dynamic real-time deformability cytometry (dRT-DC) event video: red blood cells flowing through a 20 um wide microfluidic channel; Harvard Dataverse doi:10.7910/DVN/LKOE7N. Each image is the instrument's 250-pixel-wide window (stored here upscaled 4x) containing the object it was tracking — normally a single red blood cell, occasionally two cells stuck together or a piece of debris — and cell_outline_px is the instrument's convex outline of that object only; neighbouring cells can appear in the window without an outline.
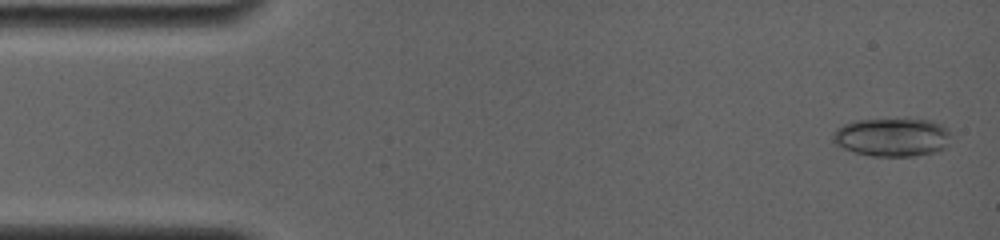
{"species": "common noctule bat (a hibernating species)", "species_latin": "Nyctalus noctula", "temperature_condition": "room temperature", "stored_images_in_passage": 39, "camera_frame_rate_fps": 4000, "um_per_image_px": 0.085, "animal": {"sex": "female", "body_mass_g": 19.0, "forearm_length_mm": 56.7}, "frame": {"image": 1, "passage_image": 1, "time_ms": 0.0, "image_size_px": [1000, 240], "cell_outline_px": [[948, 144], [944, 148], [936, 152], [916, 156], [872, 156], [856, 152], [844, 148], [836, 144], [832, 140], [832, 132], [836, 128], [844, 124], [856, 120], [904, 116], [932, 120], [948, 128]], "centroid_in_image_um": [75.83, 11.61], "position_along_channel_um": 9.2, "area_um2": 27.34}}
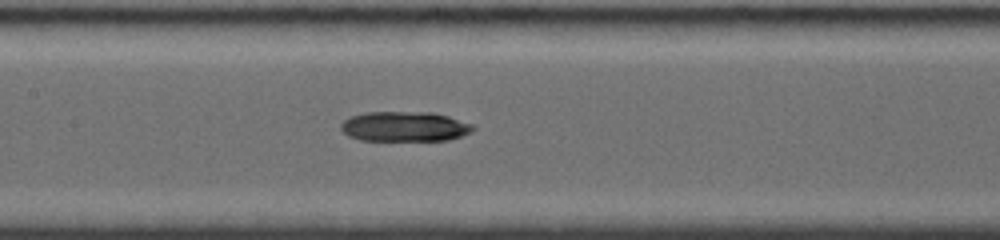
{"frame": {"image": 2, "passage_image": 18, "time_ms": 7.25, "image_size_px": [1000, 240], "cell_outline_px": [[476, 128], [472, 132], [448, 140], [360, 140], [348, 136], [340, 128], [340, 124], [348, 116], [364, 112], [432, 112], [448, 116], [472, 124]], "centroid_in_image_um": [34.37, 10.74], "position_along_channel_um": 173.0, "area_um2": 23.18}}
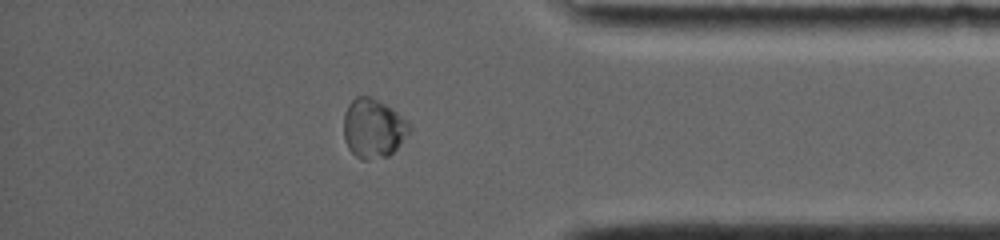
{"frame": {"image": 3, "passage_image": 34, "time_ms": 13.5, "image_size_px": [1000, 240], "cell_outline_px": [[408, 132], [400, 144], [388, 156], [368, 160], [360, 160], [348, 148], [344, 136], [344, 112], [348, 104], [356, 96], [368, 96], [392, 108], [408, 124]], "centroid_in_image_um": [31.67, 10.92], "position_along_channel_um": 403.5, "area_um2": 22.2}}